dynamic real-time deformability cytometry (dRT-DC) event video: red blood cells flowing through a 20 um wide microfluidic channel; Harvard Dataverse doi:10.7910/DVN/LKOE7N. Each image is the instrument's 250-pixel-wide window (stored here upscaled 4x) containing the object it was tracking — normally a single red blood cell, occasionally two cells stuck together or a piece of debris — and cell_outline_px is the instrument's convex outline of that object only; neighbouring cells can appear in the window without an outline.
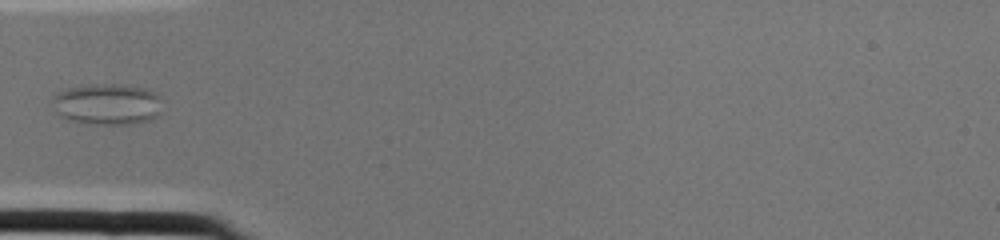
{"species": "common noctule bat (a hibernating species)", "species_latin": "Nyctalus noctula", "temperature_condition": "cold", "stored_images_in_passage": 2, "camera_frame_rate_fps": 3000, "um_per_image_px": 0.085, "animal": {"sex": "female", "body_mass_g": 22.0, "forearm_length_mm": 56.7}, "frame": {"image": 1, "passage_image": 2, "time_ms": 0.333, "image_size_px": [1000, 240], "cell_outline_px": [[160, 100], [156, 116], [148, 120], [128, 124], [88, 124], [68, 120], [60, 116], [56, 112], [52, 100], [52, 96], [56, 92], [68, 88], [96, 84], [120, 84], [152, 88], [160, 96]], "centroid_in_image_um": [9.09, 8.84], "position_along_channel_um": 75.9, "area_um2": 26.53}}